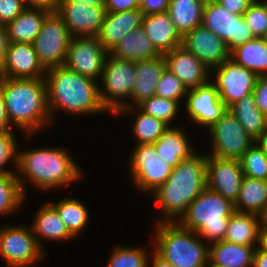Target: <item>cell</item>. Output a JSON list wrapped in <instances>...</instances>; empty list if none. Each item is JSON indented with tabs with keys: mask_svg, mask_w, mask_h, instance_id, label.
<instances>
[{
	"mask_svg": "<svg viewBox=\"0 0 267 267\" xmlns=\"http://www.w3.org/2000/svg\"><path fill=\"white\" fill-rule=\"evenodd\" d=\"M109 53L114 57L134 63L161 55L142 27L128 33Z\"/></svg>",
	"mask_w": 267,
	"mask_h": 267,
	"instance_id": "cell-25",
	"label": "cell"
},
{
	"mask_svg": "<svg viewBox=\"0 0 267 267\" xmlns=\"http://www.w3.org/2000/svg\"><path fill=\"white\" fill-rule=\"evenodd\" d=\"M25 197L16 174H0V216L18 210Z\"/></svg>",
	"mask_w": 267,
	"mask_h": 267,
	"instance_id": "cell-36",
	"label": "cell"
},
{
	"mask_svg": "<svg viewBox=\"0 0 267 267\" xmlns=\"http://www.w3.org/2000/svg\"><path fill=\"white\" fill-rule=\"evenodd\" d=\"M17 169L19 174L16 175L24 195L25 182L28 181L23 177L42 190H51L67 187L82 176L81 169L64 148L43 147L19 151Z\"/></svg>",
	"mask_w": 267,
	"mask_h": 267,
	"instance_id": "cell-4",
	"label": "cell"
},
{
	"mask_svg": "<svg viewBox=\"0 0 267 267\" xmlns=\"http://www.w3.org/2000/svg\"><path fill=\"white\" fill-rule=\"evenodd\" d=\"M170 0H140L139 10L143 15L167 12Z\"/></svg>",
	"mask_w": 267,
	"mask_h": 267,
	"instance_id": "cell-45",
	"label": "cell"
},
{
	"mask_svg": "<svg viewBox=\"0 0 267 267\" xmlns=\"http://www.w3.org/2000/svg\"><path fill=\"white\" fill-rule=\"evenodd\" d=\"M166 68L175 74L187 90L196 88L210 80V68L185 47L178 46L163 55Z\"/></svg>",
	"mask_w": 267,
	"mask_h": 267,
	"instance_id": "cell-20",
	"label": "cell"
},
{
	"mask_svg": "<svg viewBox=\"0 0 267 267\" xmlns=\"http://www.w3.org/2000/svg\"><path fill=\"white\" fill-rule=\"evenodd\" d=\"M17 142L13 129L0 130V174H16L13 171L4 169V166L10 162L15 161L14 166L18 167L19 151L16 147ZM12 159V160H11Z\"/></svg>",
	"mask_w": 267,
	"mask_h": 267,
	"instance_id": "cell-42",
	"label": "cell"
},
{
	"mask_svg": "<svg viewBox=\"0 0 267 267\" xmlns=\"http://www.w3.org/2000/svg\"><path fill=\"white\" fill-rule=\"evenodd\" d=\"M143 13L139 9L111 13L106 12L98 40L109 52L128 33L142 27Z\"/></svg>",
	"mask_w": 267,
	"mask_h": 267,
	"instance_id": "cell-21",
	"label": "cell"
},
{
	"mask_svg": "<svg viewBox=\"0 0 267 267\" xmlns=\"http://www.w3.org/2000/svg\"><path fill=\"white\" fill-rule=\"evenodd\" d=\"M28 8H41L49 12H56L61 0H24Z\"/></svg>",
	"mask_w": 267,
	"mask_h": 267,
	"instance_id": "cell-48",
	"label": "cell"
},
{
	"mask_svg": "<svg viewBox=\"0 0 267 267\" xmlns=\"http://www.w3.org/2000/svg\"><path fill=\"white\" fill-rule=\"evenodd\" d=\"M56 13L65 21L71 37L97 36L106 8L86 4H59Z\"/></svg>",
	"mask_w": 267,
	"mask_h": 267,
	"instance_id": "cell-19",
	"label": "cell"
},
{
	"mask_svg": "<svg viewBox=\"0 0 267 267\" xmlns=\"http://www.w3.org/2000/svg\"><path fill=\"white\" fill-rule=\"evenodd\" d=\"M186 132L181 127H168L153 143L156 153L173 169L196 152L193 151Z\"/></svg>",
	"mask_w": 267,
	"mask_h": 267,
	"instance_id": "cell-24",
	"label": "cell"
},
{
	"mask_svg": "<svg viewBox=\"0 0 267 267\" xmlns=\"http://www.w3.org/2000/svg\"><path fill=\"white\" fill-rule=\"evenodd\" d=\"M9 129L13 128L10 125L4 99L0 93V130H9Z\"/></svg>",
	"mask_w": 267,
	"mask_h": 267,
	"instance_id": "cell-50",
	"label": "cell"
},
{
	"mask_svg": "<svg viewBox=\"0 0 267 267\" xmlns=\"http://www.w3.org/2000/svg\"><path fill=\"white\" fill-rule=\"evenodd\" d=\"M244 176L267 180V154L254 143L239 159Z\"/></svg>",
	"mask_w": 267,
	"mask_h": 267,
	"instance_id": "cell-37",
	"label": "cell"
},
{
	"mask_svg": "<svg viewBox=\"0 0 267 267\" xmlns=\"http://www.w3.org/2000/svg\"><path fill=\"white\" fill-rule=\"evenodd\" d=\"M140 0H106V12L117 13L131 9H139Z\"/></svg>",
	"mask_w": 267,
	"mask_h": 267,
	"instance_id": "cell-46",
	"label": "cell"
},
{
	"mask_svg": "<svg viewBox=\"0 0 267 267\" xmlns=\"http://www.w3.org/2000/svg\"><path fill=\"white\" fill-rule=\"evenodd\" d=\"M260 223H261L260 226L267 227V207L260 214Z\"/></svg>",
	"mask_w": 267,
	"mask_h": 267,
	"instance_id": "cell-56",
	"label": "cell"
},
{
	"mask_svg": "<svg viewBox=\"0 0 267 267\" xmlns=\"http://www.w3.org/2000/svg\"><path fill=\"white\" fill-rule=\"evenodd\" d=\"M135 105L131 107H124L120 109L116 114H123L126 112H132L135 109L137 110V114H135V119L132 126V131L135 134V138H137L136 144H153L169 127L162 120L157 119L151 115L145 114ZM140 111V112H139Z\"/></svg>",
	"mask_w": 267,
	"mask_h": 267,
	"instance_id": "cell-34",
	"label": "cell"
},
{
	"mask_svg": "<svg viewBox=\"0 0 267 267\" xmlns=\"http://www.w3.org/2000/svg\"><path fill=\"white\" fill-rule=\"evenodd\" d=\"M166 68L163 55L156 58L143 60L135 63V82L131 92V102L126 103V107L136 106L143 100L155 95L156 86L161 75Z\"/></svg>",
	"mask_w": 267,
	"mask_h": 267,
	"instance_id": "cell-23",
	"label": "cell"
},
{
	"mask_svg": "<svg viewBox=\"0 0 267 267\" xmlns=\"http://www.w3.org/2000/svg\"><path fill=\"white\" fill-rule=\"evenodd\" d=\"M234 207L238 212L260 215L267 207V180L244 176Z\"/></svg>",
	"mask_w": 267,
	"mask_h": 267,
	"instance_id": "cell-32",
	"label": "cell"
},
{
	"mask_svg": "<svg viewBox=\"0 0 267 267\" xmlns=\"http://www.w3.org/2000/svg\"><path fill=\"white\" fill-rule=\"evenodd\" d=\"M50 12L41 8H26L5 28L10 43L22 42L33 44L42 23Z\"/></svg>",
	"mask_w": 267,
	"mask_h": 267,
	"instance_id": "cell-27",
	"label": "cell"
},
{
	"mask_svg": "<svg viewBox=\"0 0 267 267\" xmlns=\"http://www.w3.org/2000/svg\"><path fill=\"white\" fill-rule=\"evenodd\" d=\"M255 143L267 154V128L255 139Z\"/></svg>",
	"mask_w": 267,
	"mask_h": 267,
	"instance_id": "cell-55",
	"label": "cell"
},
{
	"mask_svg": "<svg viewBox=\"0 0 267 267\" xmlns=\"http://www.w3.org/2000/svg\"><path fill=\"white\" fill-rule=\"evenodd\" d=\"M228 110L253 139H256L267 128V117L256 107L253 93L236 101L228 107Z\"/></svg>",
	"mask_w": 267,
	"mask_h": 267,
	"instance_id": "cell-33",
	"label": "cell"
},
{
	"mask_svg": "<svg viewBox=\"0 0 267 267\" xmlns=\"http://www.w3.org/2000/svg\"><path fill=\"white\" fill-rule=\"evenodd\" d=\"M182 46L194 54L208 68L213 69L231 58L227 43L203 25L195 27L182 40Z\"/></svg>",
	"mask_w": 267,
	"mask_h": 267,
	"instance_id": "cell-17",
	"label": "cell"
},
{
	"mask_svg": "<svg viewBox=\"0 0 267 267\" xmlns=\"http://www.w3.org/2000/svg\"><path fill=\"white\" fill-rule=\"evenodd\" d=\"M70 40L65 21L56 12H50L33 42L38 60L45 70L64 65Z\"/></svg>",
	"mask_w": 267,
	"mask_h": 267,
	"instance_id": "cell-8",
	"label": "cell"
},
{
	"mask_svg": "<svg viewBox=\"0 0 267 267\" xmlns=\"http://www.w3.org/2000/svg\"><path fill=\"white\" fill-rule=\"evenodd\" d=\"M213 150L210 156L239 159L254 143L236 117L226 112L208 129Z\"/></svg>",
	"mask_w": 267,
	"mask_h": 267,
	"instance_id": "cell-10",
	"label": "cell"
},
{
	"mask_svg": "<svg viewBox=\"0 0 267 267\" xmlns=\"http://www.w3.org/2000/svg\"><path fill=\"white\" fill-rule=\"evenodd\" d=\"M0 93L4 99L10 125L15 124L20 130L27 132L26 136L30 137L42 126L52 123L45 78L0 77Z\"/></svg>",
	"mask_w": 267,
	"mask_h": 267,
	"instance_id": "cell-1",
	"label": "cell"
},
{
	"mask_svg": "<svg viewBox=\"0 0 267 267\" xmlns=\"http://www.w3.org/2000/svg\"><path fill=\"white\" fill-rule=\"evenodd\" d=\"M129 159L133 184L140 191L154 192L172 173L162 157L156 153L154 144H136Z\"/></svg>",
	"mask_w": 267,
	"mask_h": 267,
	"instance_id": "cell-11",
	"label": "cell"
},
{
	"mask_svg": "<svg viewBox=\"0 0 267 267\" xmlns=\"http://www.w3.org/2000/svg\"><path fill=\"white\" fill-rule=\"evenodd\" d=\"M258 248L267 251V227L260 226Z\"/></svg>",
	"mask_w": 267,
	"mask_h": 267,
	"instance_id": "cell-53",
	"label": "cell"
},
{
	"mask_svg": "<svg viewBox=\"0 0 267 267\" xmlns=\"http://www.w3.org/2000/svg\"><path fill=\"white\" fill-rule=\"evenodd\" d=\"M180 102L158 97L156 95L143 100L137 107L145 114L162 120L168 126L177 116Z\"/></svg>",
	"mask_w": 267,
	"mask_h": 267,
	"instance_id": "cell-38",
	"label": "cell"
},
{
	"mask_svg": "<svg viewBox=\"0 0 267 267\" xmlns=\"http://www.w3.org/2000/svg\"><path fill=\"white\" fill-rule=\"evenodd\" d=\"M108 53L97 36L71 37L63 66L98 80L102 77Z\"/></svg>",
	"mask_w": 267,
	"mask_h": 267,
	"instance_id": "cell-13",
	"label": "cell"
},
{
	"mask_svg": "<svg viewBox=\"0 0 267 267\" xmlns=\"http://www.w3.org/2000/svg\"><path fill=\"white\" fill-rule=\"evenodd\" d=\"M206 0H170L168 13L182 37L202 25Z\"/></svg>",
	"mask_w": 267,
	"mask_h": 267,
	"instance_id": "cell-30",
	"label": "cell"
},
{
	"mask_svg": "<svg viewBox=\"0 0 267 267\" xmlns=\"http://www.w3.org/2000/svg\"><path fill=\"white\" fill-rule=\"evenodd\" d=\"M256 248L225 240L213 242L209 245V261L220 267H252Z\"/></svg>",
	"mask_w": 267,
	"mask_h": 267,
	"instance_id": "cell-28",
	"label": "cell"
},
{
	"mask_svg": "<svg viewBox=\"0 0 267 267\" xmlns=\"http://www.w3.org/2000/svg\"><path fill=\"white\" fill-rule=\"evenodd\" d=\"M30 226L41 248V240L43 239H47V241H68L69 239H74V236L68 231L65 223L61 220L57 210L49 202L44 204L42 208L40 207Z\"/></svg>",
	"mask_w": 267,
	"mask_h": 267,
	"instance_id": "cell-26",
	"label": "cell"
},
{
	"mask_svg": "<svg viewBox=\"0 0 267 267\" xmlns=\"http://www.w3.org/2000/svg\"><path fill=\"white\" fill-rule=\"evenodd\" d=\"M260 215L235 211L229 218L224 240L254 247L259 243Z\"/></svg>",
	"mask_w": 267,
	"mask_h": 267,
	"instance_id": "cell-29",
	"label": "cell"
},
{
	"mask_svg": "<svg viewBox=\"0 0 267 267\" xmlns=\"http://www.w3.org/2000/svg\"><path fill=\"white\" fill-rule=\"evenodd\" d=\"M45 81L51 118L59 110L74 115L101 114L107 111L100 100V87L90 77L60 66L46 70Z\"/></svg>",
	"mask_w": 267,
	"mask_h": 267,
	"instance_id": "cell-3",
	"label": "cell"
},
{
	"mask_svg": "<svg viewBox=\"0 0 267 267\" xmlns=\"http://www.w3.org/2000/svg\"><path fill=\"white\" fill-rule=\"evenodd\" d=\"M186 110L193 122L211 127L228 109L221 101L213 81L187 90Z\"/></svg>",
	"mask_w": 267,
	"mask_h": 267,
	"instance_id": "cell-16",
	"label": "cell"
},
{
	"mask_svg": "<svg viewBox=\"0 0 267 267\" xmlns=\"http://www.w3.org/2000/svg\"><path fill=\"white\" fill-rule=\"evenodd\" d=\"M208 263H209V264H207L206 267H208V265H210V267H220V266H217V265H215V264H212L210 261H209Z\"/></svg>",
	"mask_w": 267,
	"mask_h": 267,
	"instance_id": "cell-57",
	"label": "cell"
},
{
	"mask_svg": "<svg viewBox=\"0 0 267 267\" xmlns=\"http://www.w3.org/2000/svg\"><path fill=\"white\" fill-rule=\"evenodd\" d=\"M9 43L6 28L4 25H0V67L6 57Z\"/></svg>",
	"mask_w": 267,
	"mask_h": 267,
	"instance_id": "cell-49",
	"label": "cell"
},
{
	"mask_svg": "<svg viewBox=\"0 0 267 267\" xmlns=\"http://www.w3.org/2000/svg\"><path fill=\"white\" fill-rule=\"evenodd\" d=\"M142 28L161 55L182 45L183 37L168 12L144 15Z\"/></svg>",
	"mask_w": 267,
	"mask_h": 267,
	"instance_id": "cell-22",
	"label": "cell"
},
{
	"mask_svg": "<svg viewBox=\"0 0 267 267\" xmlns=\"http://www.w3.org/2000/svg\"><path fill=\"white\" fill-rule=\"evenodd\" d=\"M46 70L40 64L31 43H9L6 57L0 67V77L15 79L45 78Z\"/></svg>",
	"mask_w": 267,
	"mask_h": 267,
	"instance_id": "cell-18",
	"label": "cell"
},
{
	"mask_svg": "<svg viewBox=\"0 0 267 267\" xmlns=\"http://www.w3.org/2000/svg\"><path fill=\"white\" fill-rule=\"evenodd\" d=\"M26 8L24 0H0V25L6 26Z\"/></svg>",
	"mask_w": 267,
	"mask_h": 267,
	"instance_id": "cell-43",
	"label": "cell"
},
{
	"mask_svg": "<svg viewBox=\"0 0 267 267\" xmlns=\"http://www.w3.org/2000/svg\"><path fill=\"white\" fill-rule=\"evenodd\" d=\"M243 177L238 159L206 155L207 188L210 190L235 203Z\"/></svg>",
	"mask_w": 267,
	"mask_h": 267,
	"instance_id": "cell-15",
	"label": "cell"
},
{
	"mask_svg": "<svg viewBox=\"0 0 267 267\" xmlns=\"http://www.w3.org/2000/svg\"><path fill=\"white\" fill-rule=\"evenodd\" d=\"M153 254L154 255L152 256V267H174L171 263L162 258L156 252H154Z\"/></svg>",
	"mask_w": 267,
	"mask_h": 267,
	"instance_id": "cell-54",
	"label": "cell"
},
{
	"mask_svg": "<svg viewBox=\"0 0 267 267\" xmlns=\"http://www.w3.org/2000/svg\"><path fill=\"white\" fill-rule=\"evenodd\" d=\"M202 25L223 39L230 51L255 38L242 15L226 10L215 0H206Z\"/></svg>",
	"mask_w": 267,
	"mask_h": 267,
	"instance_id": "cell-12",
	"label": "cell"
},
{
	"mask_svg": "<svg viewBox=\"0 0 267 267\" xmlns=\"http://www.w3.org/2000/svg\"><path fill=\"white\" fill-rule=\"evenodd\" d=\"M231 59L257 76L267 75V38H254L231 51Z\"/></svg>",
	"mask_w": 267,
	"mask_h": 267,
	"instance_id": "cell-31",
	"label": "cell"
},
{
	"mask_svg": "<svg viewBox=\"0 0 267 267\" xmlns=\"http://www.w3.org/2000/svg\"><path fill=\"white\" fill-rule=\"evenodd\" d=\"M214 70L216 72L213 83L227 108L251 94L258 79L256 74L240 66L231 58L214 67Z\"/></svg>",
	"mask_w": 267,
	"mask_h": 267,
	"instance_id": "cell-14",
	"label": "cell"
},
{
	"mask_svg": "<svg viewBox=\"0 0 267 267\" xmlns=\"http://www.w3.org/2000/svg\"><path fill=\"white\" fill-rule=\"evenodd\" d=\"M206 188V155L195 153L182 160L167 180L152 192L158 208H161L166 218L155 222H178L189 205Z\"/></svg>",
	"mask_w": 267,
	"mask_h": 267,
	"instance_id": "cell-2",
	"label": "cell"
},
{
	"mask_svg": "<svg viewBox=\"0 0 267 267\" xmlns=\"http://www.w3.org/2000/svg\"><path fill=\"white\" fill-rule=\"evenodd\" d=\"M43 249L32 228L25 225L0 227V256L9 267H26L42 261Z\"/></svg>",
	"mask_w": 267,
	"mask_h": 267,
	"instance_id": "cell-9",
	"label": "cell"
},
{
	"mask_svg": "<svg viewBox=\"0 0 267 267\" xmlns=\"http://www.w3.org/2000/svg\"><path fill=\"white\" fill-rule=\"evenodd\" d=\"M215 1L222 7L226 8V10L234 14L243 15L255 0H215Z\"/></svg>",
	"mask_w": 267,
	"mask_h": 267,
	"instance_id": "cell-47",
	"label": "cell"
},
{
	"mask_svg": "<svg viewBox=\"0 0 267 267\" xmlns=\"http://www.w3.org/2000/svg\"><path fill=\"white\" fill-rule=\"evenodd\" d=\"M252 267H267V251L255 249Z\"/></svg>",
	"mask_w": 267,
	"mask_h": 267,
	"instance_id": "cell-51",
	"label": "cell"
},
{
	"mask_svg": "<svg viewBox=\"0 0 267 267\" xmlns=\"http://www.w3.org/2000/svg\"><path fill=\"white\" fill-rule=\"evenodd\" d=\"M255 38H267V5L255 0L242 15Z\"/></svg>",
	"mask_w": 267,
	"mask_h": 267,
	"instance_id": "cell-40",
	"label": "cell"
},
{
	"mask_svg": "<svg viewBox=\"0 0 267 267\" xmlns=\"http://www.w3.org/2000/svg\"><path fill=\"white\" fill-rule=\"evenodd\" d=\"M155 95L180 102L187 95V88L169 69L165 68L156 86Z\"/></svg>",
	"mask_w": 267,
	"mask_h": 267,
	"instance_id": "cell-41",
	"label": "cell"
},
{
	"mask_svg": "<svg viewBox=\"0 0 267 267\" xmlns=\"http://www.w3.org/2000/svg\"><path fill=\"white\" fill-rule=\"evenodd\" d=\"M59 4H86L87 6H104L106 0H61Z\"/></svg>",
	"mask_w": 267,
	"mask_h": 267,
	"instance_id": "cell-52",
	"label": "cell"
},
{
	"mask_svg": "<svg viewBox=\"0 0 267 267\" xmlns=\"http://www.w3.org/2000/svg\"><path fill=\"white\" fill-rule=\"evenodd\" d=\"M154 251L174 267H206L209 244L178 222H156ZM206 243V244H205Z\"/></svg>",
	"mask_w": 267,
	"mask_h": 267,
	"instance_id": "cell-5",
	"label": "cell"
},
{
	"mask_svg": "<svg viewBox=\"0 0 267 267\" xmlns=\"http://www.w3.org/2000/svg\"><path fill=\"white\" fill-rule=\"evenodd\" d=\"M57 210L68 231L76 237L88 223V209L77 198H64L58 203L50 202Z\"/></svg>",
	"mask_w": 267,
	"mask_h": 267,
	"instance_id": "cell-35",
	"label": "cell"
},
{
	"mask_svg": "<svg viewBox=\"0 0 267 267\" xmlns=\"http://www.w3.org/2000/svg\"><path fill=\"white\" fill-rule=\"evenodd\" d=\"M252 93L256 107L267 117V75L258 76Z\"/></svg>",
	"mask_w": 267,
	"mask_h": 267,
	"instance_id": "cell-44",
	"label": "cell"
},
{
	"mask_svg": "<svg viewBox=\"0 0 267 267\" xmlns=\"http://www.w3.org/2000/svg\"><path fill=\"white\" fill-rule=\"evenodd\" d=\"M234 212L235 207L231 200L206 188L189 205L178 223L183 228L196 232L210 245L224 240L229 218Z\"/></svg>",
	"mask_w": 267,
	"mask_h": 267,
	"instance_id": "cell-6",
	"label": "cell"
},
{
	"mask_svg": "<svg viewBox=\"0 0 267 267\" xmlns=\"http://www.w3.org/2000/svg\"><path fill=\"white\" fill-rule=\"evenodd\" d=\"M101 79L103 83L99 88L101 103L108 113L115 115L120 109L126 107L128 101L125 99H131L135 82V63L108 53Z\"/></svg>",
	"mask_w": 267,
	"mask_h": 267,
	"instance_id": "cell-7",
	"label": "cell"
},
{
	"mask_svg": "<svg viewBox=\"0 0 267 267\" xmlns=\"http://www.w3.org/2000/svg\"><path fill=\"white\" fill-rule=\"evenodd\" d=\"M145 249L118 246L113 249L106 267H148L149 260Z\"/></svg>",
	"mask_w": 267,
	"mask_h": 267,
	"instance_id": "cell-39",
	"label": "cell"
}]
</instances>
